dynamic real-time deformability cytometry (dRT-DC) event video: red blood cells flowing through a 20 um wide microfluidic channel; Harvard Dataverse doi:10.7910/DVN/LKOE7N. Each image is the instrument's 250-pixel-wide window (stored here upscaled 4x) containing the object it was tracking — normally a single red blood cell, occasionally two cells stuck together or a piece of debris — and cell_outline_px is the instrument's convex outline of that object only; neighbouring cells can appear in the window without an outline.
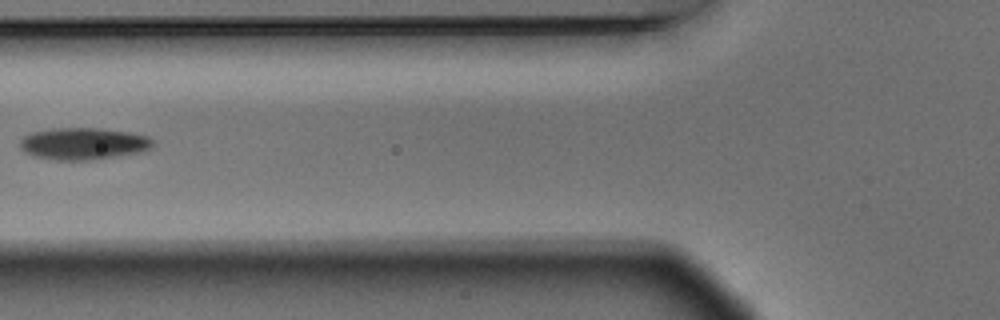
{"species": "Egyptian fruit bat (a non-hibernating species)", "species_latin": "Rousettus aegyptiacus", "temperature_condition": "warm", "stored_images_in_passage": 2, "camera_frame_rate_fps": 3000, "um_per_image_px": 0.085, "animal": {"sex": "male"}, "frame": {"image": 1, "passage_image": 2, "time_ms": 0.333, "image_size_px": [1000, 320], "cell_outline_px": [[152, 144], [144, 152], [88, 160], [56, 160], [32, 156], [24, 152], [20, 148], [20, 140], [24, 136], [32, 132], [52, 128], [100, 128], [128, 132], [148, 136], [152, 140]], "centroid_in_image_um": [7.04, 12.21], "position_along_channel_um": 118.8, "area_um2": 24.74}}